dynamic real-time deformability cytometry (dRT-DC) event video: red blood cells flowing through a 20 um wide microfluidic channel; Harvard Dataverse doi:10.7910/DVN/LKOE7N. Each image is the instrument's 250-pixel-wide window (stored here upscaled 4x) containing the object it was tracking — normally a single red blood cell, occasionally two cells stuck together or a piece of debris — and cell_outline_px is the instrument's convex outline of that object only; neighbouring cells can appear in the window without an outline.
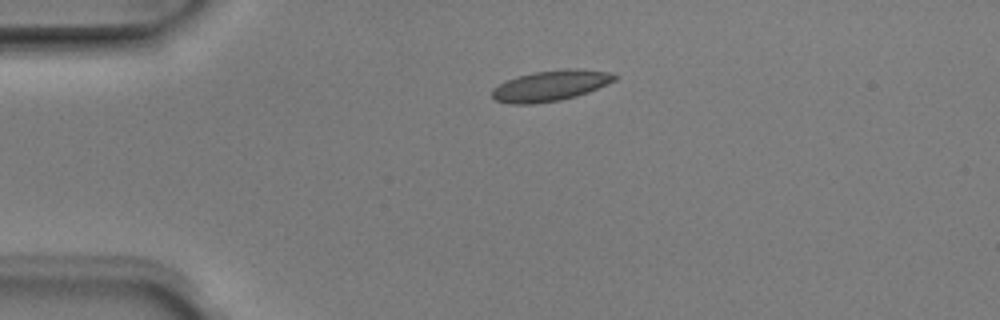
{"species": "Egyptian fruit bat (a non-hibernating species)", "species_latin": "Rousettus aegyptiacus", "temperature_condition": "room temperature", "stored_images_in_passage": 1, "camera_frame_rate_fps": 3000, "um_per_image_px": 0.085, "animal": {"sex": "male"}, "frame": {"image": 1, "passage_image": 1, "time_ms": 0.0, "image_size_px": [1000, 320], "cell_outline_px": [[620, 76], [616, 80], [608, 84], [588, 92], [576, 96], [560, 100], [532, 104], [512, 104], [496, 100], [492, 96], [492, 88], [508, 80], [532, 72], [564, 68], [576, 68], [608, 72]], "centroid_in_image_um": [46.84, 7.27], "position_along_channel_um": 38.2, "area_um2": 21.91}}